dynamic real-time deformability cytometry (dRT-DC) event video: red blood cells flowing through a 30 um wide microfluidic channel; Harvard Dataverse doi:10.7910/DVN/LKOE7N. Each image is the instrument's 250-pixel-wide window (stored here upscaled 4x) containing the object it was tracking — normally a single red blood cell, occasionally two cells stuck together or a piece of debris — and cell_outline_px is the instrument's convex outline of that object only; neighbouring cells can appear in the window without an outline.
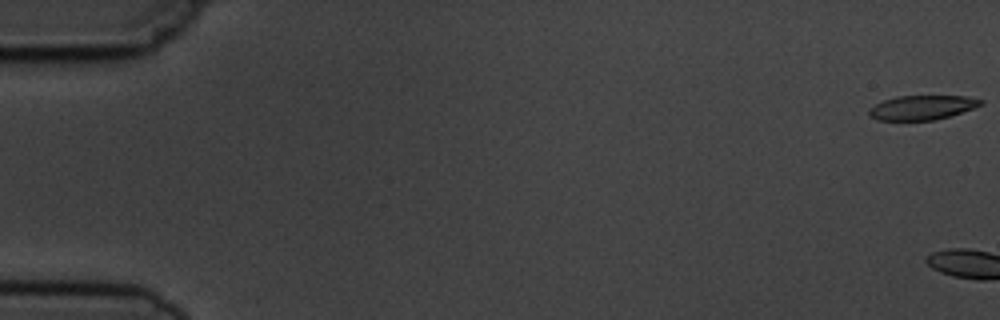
{"species": "common noctule bat (a hibernating species)", "species_latin": "Nyctalus noctula", "temperature_condition": "cold", "stored_images_in_passage": 5, "camera_frame_rate_fps": 3000, "um_per_image_px": 0.085, "animal": {"sex": "male", "body_mass_g": 19.5, "forearm_length_mm": 54.6}, "frame": {"image": 1, "passage_image": 1, "time_ms": 0.0, "image_size_px": [1000, 320], "cell_outline_px": [[984, 104], [936, 120], [876, 120], [868, 116], [868, 108], [884, 100], [896, 96], [968, 96], [984, 100]], "centroid_in_image_um": [78.35, 9.14], "position_along_channel_um": 6.7, "area_um2": 15.9}}